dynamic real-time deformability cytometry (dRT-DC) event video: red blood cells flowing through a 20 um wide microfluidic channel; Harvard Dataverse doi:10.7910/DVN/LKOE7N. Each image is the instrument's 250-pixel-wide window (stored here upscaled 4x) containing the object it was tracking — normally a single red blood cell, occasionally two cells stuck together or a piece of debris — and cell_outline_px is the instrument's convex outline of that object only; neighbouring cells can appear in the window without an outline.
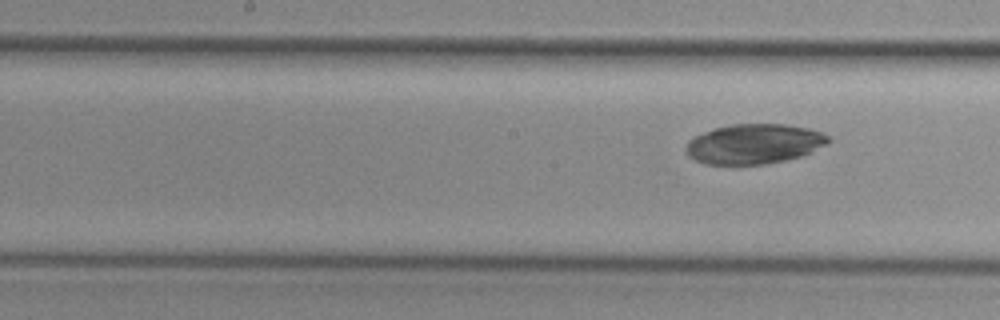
{"species": "common noctule bat (a hibernating species)", "species_latin": "Nyctalus noctula", "temperature_condition": "cold", "stored_images_in_passage": 6, "segment_of_instrument_passage": [2, 2], "camera_frame_rate_fps": 3000, "um_per_image_px": 0.085, "animal": {"sex": "female", "body_mass_g": 29.2, "forearm_length_mm": 56.3}, "frame": {"image": 1, "passage_image": 6, "time_ms": 6.333, "image_size_px": [1000, 320], "cell_outline_px": [[832, 140], [828, 144], [812, 152], [800, 156], [784, 160], [764, 164], [708, 164], [696, 160], [688, 156], [684, 148], [688, 140], [704, 132], [716, 128], [732, 124], [784, 124], [808, 128], [824, 132]], "centroid_in_image_um": [64.13, 12.22], "position_along_channel_um": 184.1, "area_um2": 33.12}}